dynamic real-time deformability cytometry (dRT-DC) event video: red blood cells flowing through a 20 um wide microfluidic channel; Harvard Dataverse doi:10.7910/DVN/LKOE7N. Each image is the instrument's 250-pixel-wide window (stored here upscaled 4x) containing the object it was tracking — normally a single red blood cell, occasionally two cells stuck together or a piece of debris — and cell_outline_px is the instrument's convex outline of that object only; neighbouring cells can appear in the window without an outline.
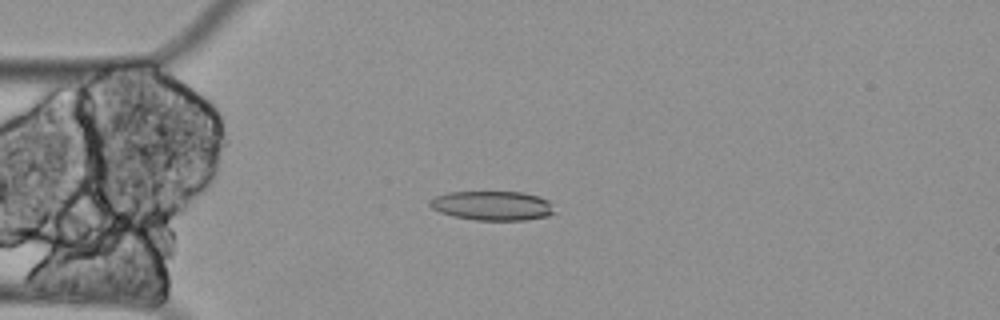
{"species": "Egyptian fruit bat (a non-hibernating species)", "species_latin": "Rousettus aegyptiacus", "temperature_condition": "cold", "stored_images_in_passage": 50, "camera_frame_rate_fps": 3000, "um_per_image_px": 0.085, "animal": {"sex": "female"}, "frame": {"image": 1, "passage_image": 5, "time_ms": 1.333, "image_size_px": [1000, 320], "cell_outline_px": [[556, 212], [548, 216], [524, 220], [476, 220], [452, 216], [440, 212], [432, 208], [428, 204], [428, 200], [436, 196], [448, 192], [524, 192], [540, 196], [548, 200]], "centroid_in_image_um": [41.85, 17.48], "position_along_channel_um": 43.1, "area_um2": 21.44}}
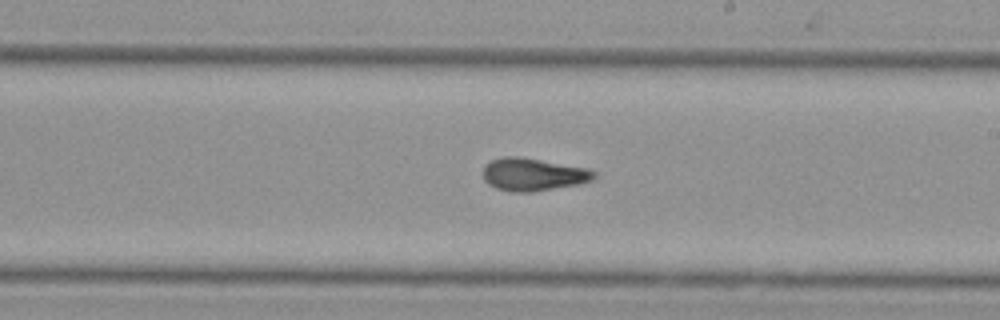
{"frame": {"image": 2, "passage_image": 24, "time_ms": 7.667, "image_size_px": [1000, 320], "cell_outline_px": [[596, 176], [592, 180], [576, 184], [532, 192], [516, 192], [496, 188], [488, 184], [484, 180], [484, 164], [500, 156], [520, 156], [588, 168], [596, 172]], "centroid_in_image_um": [45.29, 14.81], "position_along_channel_um": 243.7, "area_um2": 21.15}}
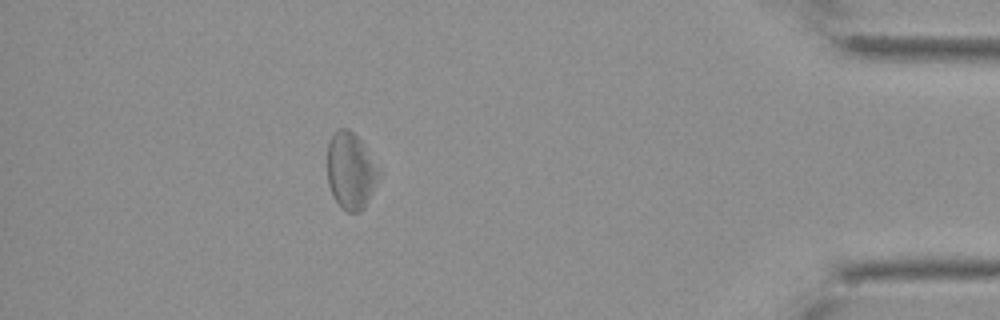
{"frame": {"image": 3, "passage_image": 43, "time_ms": 14.0, "image_size_px": [1000, 320], "cell_outline_px": [[376, 180], [368, 200], [364, 208], [360, 212], [348, 212], [336, 200], [328, 184], [328, 144], [332, 136], [340, 128], [348, 128], [364, 144], [376, 168]], "centroid_in_image_um": [29.76, 14.51], "position_along_channel_um": 405.4, "area_um2": 21.96}, "authors_computed_cell_mechanics": {"area_um2": 21.5883, "velocity_mm_per_s": 3.2969, "shape_relaxation_time_tau1_ms": null, "shape_relaxation_time_tau2_ms": 6.0192, "deformation_change_tau1": null, "deformation_change_tau2": 0.1491}}